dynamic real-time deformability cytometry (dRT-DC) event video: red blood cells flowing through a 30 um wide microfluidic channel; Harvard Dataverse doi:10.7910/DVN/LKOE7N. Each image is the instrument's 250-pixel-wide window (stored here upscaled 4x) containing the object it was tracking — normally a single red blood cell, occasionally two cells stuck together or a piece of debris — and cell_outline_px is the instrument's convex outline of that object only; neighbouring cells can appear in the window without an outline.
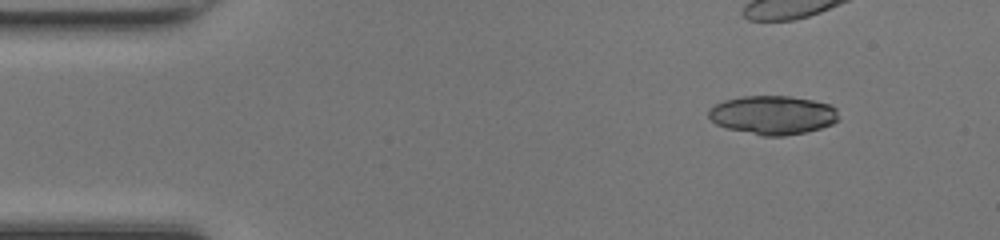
{"species": "common noctule bat (a hibernating species)", "species_latin": "Nyctalus noctula", "temperature_condition": "room temperature", "stored_images_in_passage": 45, "camera_frame_rate_fps": 3000, "um_per_image_px": 0.085, "animal": {"sex": "female", "body_mass_g": 17.0, "forearm_length_mm": 48.0}, "frame": {"image": 1, "passage_image": 1, "time_ms": 0.0, "image_size_px": [1000, 240], "cell_outline_px": [[840, 120], [832, 124], [820, 128], [804, 132], [784, 136], [764, 136], [728, 128], [716, 124], [708, 116], [708, 108], [724, 100], [744, 96], [788, 96], [812, 100], [832, 104], [836, 108]], "centroid_in_image_um": [65.71, 9.77], "position_along_channel_um": 19.3, "area_um2": 29.42}}
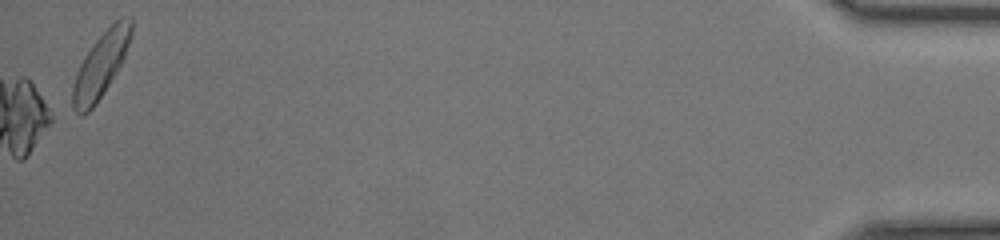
{"frame": {"image": 2, "passage_image": 45, "time_ms": 14.667, "image_size_px": [1000, 240], "cell_outline_px": [[132, 36], [124, 56], [120, 64], [96, 104], [84, 116], [80, 116], [72, 108], [72, 88], [76, 72], [84, 56], [92, 44], [120, 16], [132, 16]], "centroid_in_image_um": [8.55, 5.52], "position_along_channel_um": 426.6, "area_um2": 21.96}}